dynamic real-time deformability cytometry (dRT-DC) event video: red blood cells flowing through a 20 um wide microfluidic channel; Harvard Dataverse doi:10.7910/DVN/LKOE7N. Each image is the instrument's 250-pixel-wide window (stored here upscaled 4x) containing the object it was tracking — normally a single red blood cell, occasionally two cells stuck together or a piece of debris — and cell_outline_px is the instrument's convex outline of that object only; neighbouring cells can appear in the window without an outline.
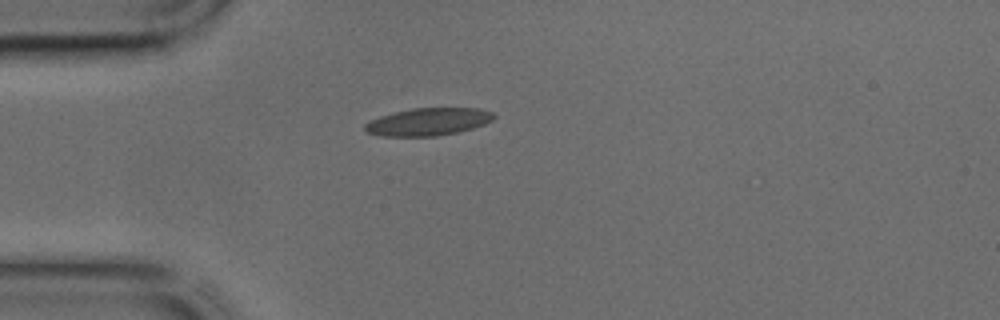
{"species": "common noctule bat (a hibernating species)", "species_latin": "Nyctalus noctula", "temperature_condition": "cold", "stored_images_in_passage": 33, "camera_frame_rate_fps": 3000, "um_per_image_px": 0.085, "animal": {"sex": "male", "body_mass_g": 17.9, "forearm_length_mm": 54.2}, "frame": {"image": 1, "passage_image": 1, "time_ms": 0.0, "image_size_px": [1000, 320], "cell_outline_px": [[496, 116], [492, 120], [484, 124], [472, 128], [456, 132], [436, 136], [380, 136], [368, 132], [364, 128], [364, 124], [380, 116], [412, 108], [480, 108], [492, 112]], "centroid_in_image_um": [36.41, 10.35], "position_along_channel_um": 48.6, "area_um2": 20.52}}
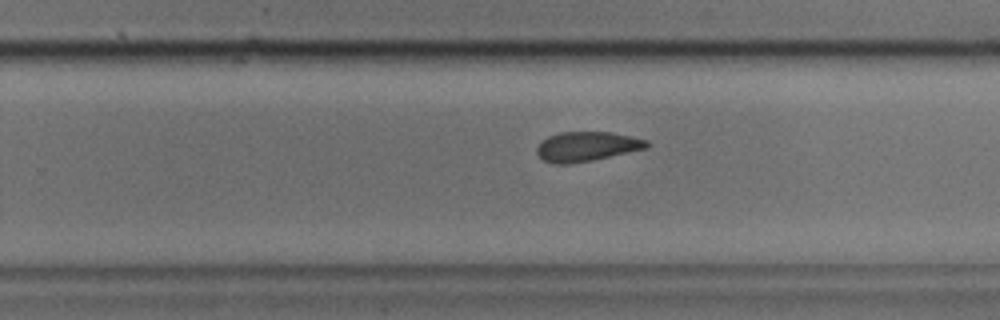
{"frame": {"image": 2, "passage_image": 17, "time_ms": 5.333, "image_size_px": [1000, 320], "cell_outline_px": [[652, 144], [648, 148], [592, 160], [568, 164], [552, 164], [544, 160], [536, 152], [536, 148], [548, 136], [560, 132], [612, 132], [648, 140]], "centroid_in_image_um": [49.91, 12.45], "position_along_channel_um": 279.9, "area_um2": 18.96}}
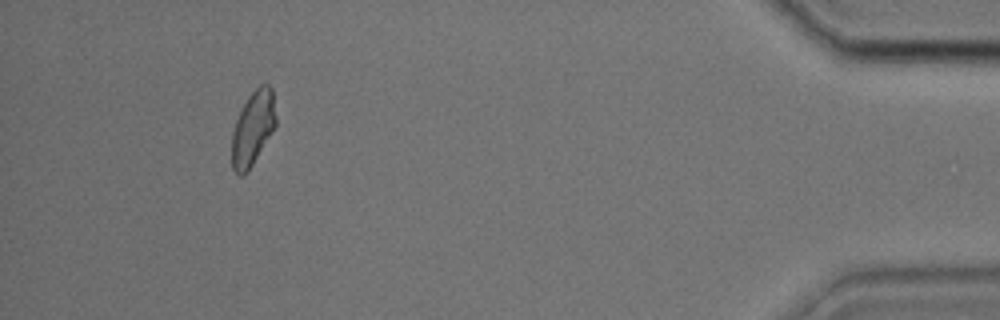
{"frame": {"image": 3, "passage_image": 30, "time_ms": 9.667, "image_size_px": [1000, 320], "cell_outline_px": [[276, 128], [248, 172], [244, 176], [240, 176], [232, 168], [232, 132], [236, 120], [248, 96], [260, 84], [268, 84], [272, 88], [276, 116]], "centroid_in_image_um": [21.51, 10.93], "position_along_channel_um": 413.7, "area_um2": 19.31}}